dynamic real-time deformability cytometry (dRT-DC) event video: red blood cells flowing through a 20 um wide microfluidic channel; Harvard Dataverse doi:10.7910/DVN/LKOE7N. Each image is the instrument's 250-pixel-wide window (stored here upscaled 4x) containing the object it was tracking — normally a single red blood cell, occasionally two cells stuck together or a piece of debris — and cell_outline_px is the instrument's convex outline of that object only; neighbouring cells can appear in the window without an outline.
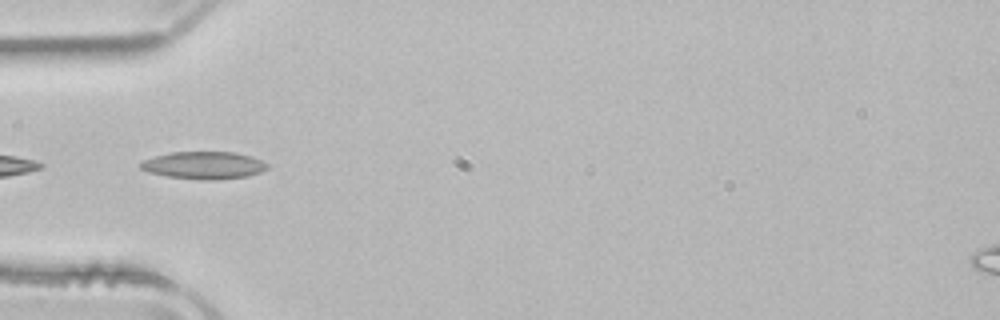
{"species": "common noctule bat (a hibernating species)", "species_latin": "Nyctalus noctula", "temperature_condition": "room temperature", "stored_images_in_passage": 5, "camera_frame_rate_fps": 3000, "um_per_image_px": 0.085, "animal": {"sex": "male", "body_mass_g": 21.5, "forearm_length_mm": 52.0}, "frame": {"image": 1, "passage_image": 2, "time_ms": 0.333, "image_size_px": [1000, 320], "cell_outline_px": [[268, 168], [260, 172], [244, 176], [220, 180], [200, 180], [168, 176], [148, 172], [140, 168], [140, 164], [144, 160], [156, 156], [172, 152], [236, 152], [260, 160], [268, 164]], "centroid_in_image_um": [17.32, 14.05], "position_along_channel_um": 67.7, "area_um2": 20.06}}